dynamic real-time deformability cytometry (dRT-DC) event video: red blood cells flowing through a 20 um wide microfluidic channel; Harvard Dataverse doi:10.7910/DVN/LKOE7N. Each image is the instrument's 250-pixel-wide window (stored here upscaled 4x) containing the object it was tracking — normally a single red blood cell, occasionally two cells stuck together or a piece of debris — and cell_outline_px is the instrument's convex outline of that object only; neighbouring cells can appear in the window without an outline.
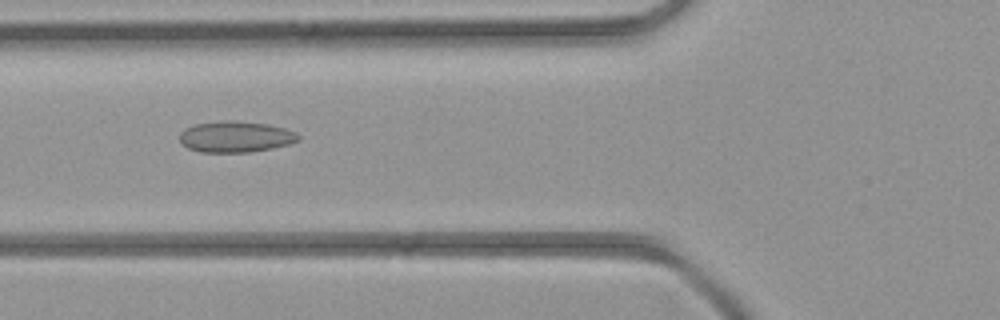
{"species": "common noctule bat (a hibernating species)", "species_latin": "Nyctalus noctula", "temperature_condition": "room temperature", "stored_images_in_passage": 5, "camera_frame_rate_fps": 3000, "um_per_image_px": 0.085, "animal": {"sex": "female", "body_mass_g": 21.9}, "frame": {"image": 1, "passage_image": 5, "time_ms": 4.333, "image_size_px": [1000, 320], "cell_outline_px": [[300, 140], [288, 144], [272, 148], [248, 152], [200, 152], [188, 148], [180, 140], [180, 132], [184, 128], [196, 124], [224, 120], [232, 120], [268, 124], [284, 128], [296, 132], [300, 136]], "centroid_in_image_um": [20.03, 11.62], "position_along_channel_um": 105.8, "area_um2": 21.5}}